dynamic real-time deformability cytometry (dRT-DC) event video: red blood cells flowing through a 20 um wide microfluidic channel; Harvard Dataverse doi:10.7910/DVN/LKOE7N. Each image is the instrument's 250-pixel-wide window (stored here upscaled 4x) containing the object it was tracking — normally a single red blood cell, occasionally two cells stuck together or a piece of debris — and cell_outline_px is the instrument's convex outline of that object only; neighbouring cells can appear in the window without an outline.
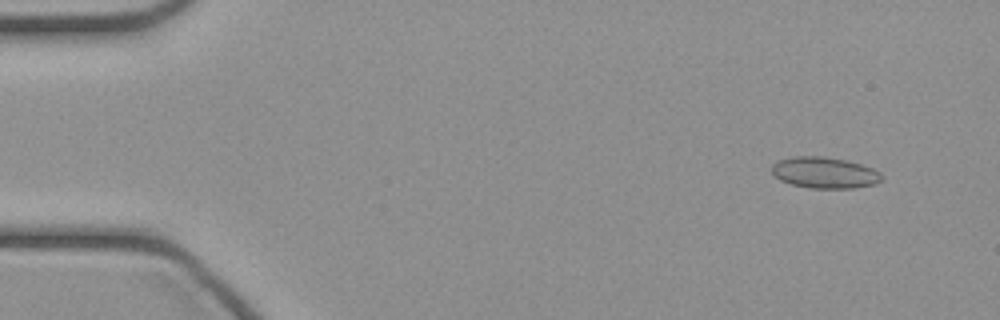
{"species": "common noctule bat (a hibernating species)", "species_latin": "Nyctalus noctula", "temperature_condition": "cold", "stored_images_in_passage": 47, "camera_frame_rate_fps": 3000, "um_per_image_px": 0.085, "animal": {"sex": "female", "body_mass_g": 21.9}, "frame": {"image": 1, "passage_image": 4, "time_ms": 1.0, "image_size_px": [1000, 320], "cell_outline_px": [[880, 180], [876, 184], [852, 188], [808, 188], [792, 184], [780, 180], [772, 172], [772, 164], [780, 160], [796, 156], [824, 156], [844, 160], [860, 164], [872, 168], [880, 172]], "centroid_in_image_um": [70.07, 14.68], "position_along_channel_um": 14.9, "area_um2": 19.77}}
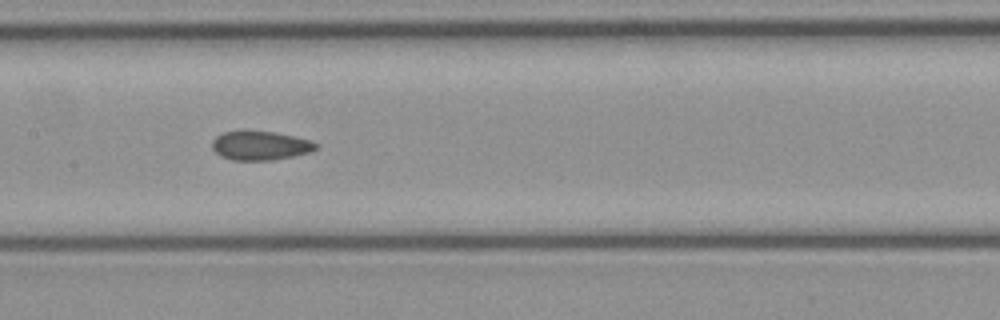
{"frame": {"image": 2, "passage_image": 23, "time_ms": 7.333, "image_size_px": [1000, 320], "cell_outline_px": [[320, 148], [312, 152], [272, 160], [232, 160], [220, 156], [212, 148], [212, 140], [220, 132], [244, 128], [272, 132], [296, 136], [312, 140], [320, 144]], "centroid_in_image_um": [22.13, 12.33], "position_along_channel_um": 185.3, "area_um2": 18.38}}
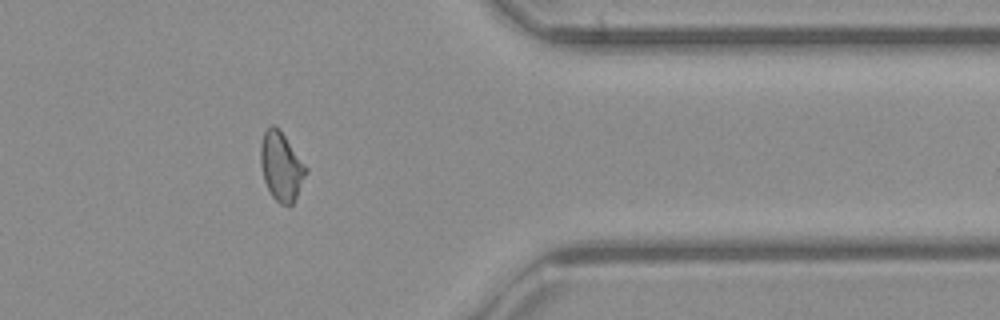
{"frame": {"image": 3, "passage_image": 38, "time_ms": 12.333, "image_size_px": [1000, 320], "cell_outline_px": [[308, 172], [292, 204], [288, 208], [280, 204], [272, 196], [264, 180], [260, 164], [260, 144], [264, 132], [272, 124], [284, 136], [308, 168]], "centroid_in_image_um": [23.9, 14.19], "position_along_channel_um": 387.5, "area_um2": 17.98}}